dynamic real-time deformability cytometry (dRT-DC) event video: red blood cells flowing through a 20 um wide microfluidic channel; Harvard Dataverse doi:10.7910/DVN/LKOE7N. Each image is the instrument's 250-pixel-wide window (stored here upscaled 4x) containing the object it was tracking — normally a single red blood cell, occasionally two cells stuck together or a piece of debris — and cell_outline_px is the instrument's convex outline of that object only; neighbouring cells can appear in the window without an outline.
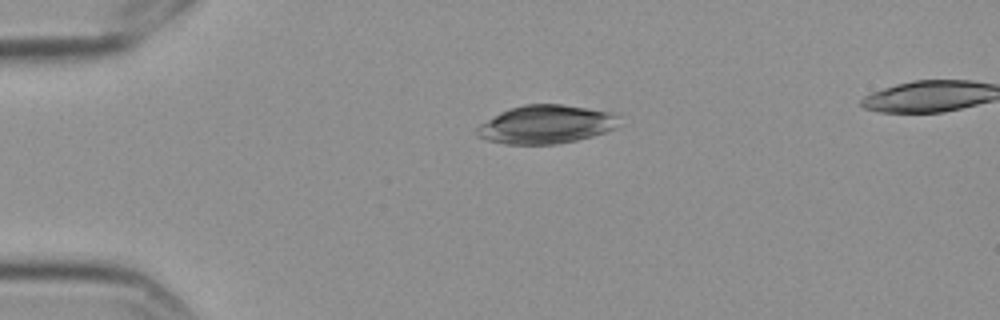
{"species": "Egyptian fruit bat (a non-hibernating species)", "species_latin": "Rousettus aegyptiacus", "temperature_condition": "cold", "stored_images_in_passage": 2, "camera_frame_rate_fps": 3000, "um_per_image_px": 0.085, "frame": {"image": 1, "passage_image": 1, "time_ms": 0.0, "image_size_px": [1000, 320], "cell_outline_px": [[620, 116], [616, 128], [592, 136], [576, 140], [556, 144], [504, 144], [488, 140], [476, 136], [476, 128], [480, 124], [500, 112], [508, 108], [524, 104], [560, 104], [612, 112]], "centroid_in_image_um": [46.39, 10.57], "position_along_channel_um": 38.6, "area_um2": 31.85}}